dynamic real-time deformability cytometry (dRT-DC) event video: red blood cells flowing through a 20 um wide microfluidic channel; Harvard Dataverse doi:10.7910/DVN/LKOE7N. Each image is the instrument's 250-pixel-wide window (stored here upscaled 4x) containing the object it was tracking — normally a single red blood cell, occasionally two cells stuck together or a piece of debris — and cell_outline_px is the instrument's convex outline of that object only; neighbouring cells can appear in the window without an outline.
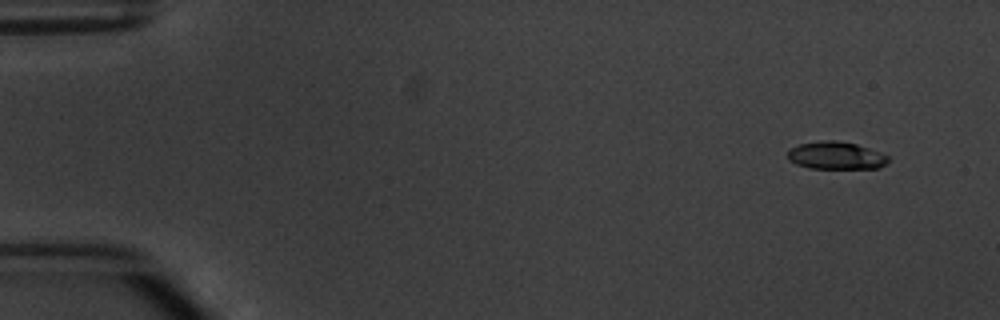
{"species": "common noctule bat (a hibernating species)", "species_latin": "Nyctalus noctula", "temperature_condition": "warm", "stored_images_in_passage": 4, "camera_frame_rate_fps": 3000, "um_per_image_px": 0.085, "animal": {"sex": "male", "body_mass_g": 20.1, "forearm_length_mm": 53.5}, "frame": {"image": 1, "passage_image": 1, "time_ms": 0.0, "image_size_px": [1000, 320], "cell_outline_px": [[888, 160], [880, 168], [808, 168], [796, 164], [788, 160], [788, 152], [792, 148], [800, 144], [820, 140], [836, 140], [856, 144], [868, 148], [888, 156]], "centroid_in_image_um": [71.03, 13.22], "position_along_channel_um": 14.0, "area_um2": 16.01}}
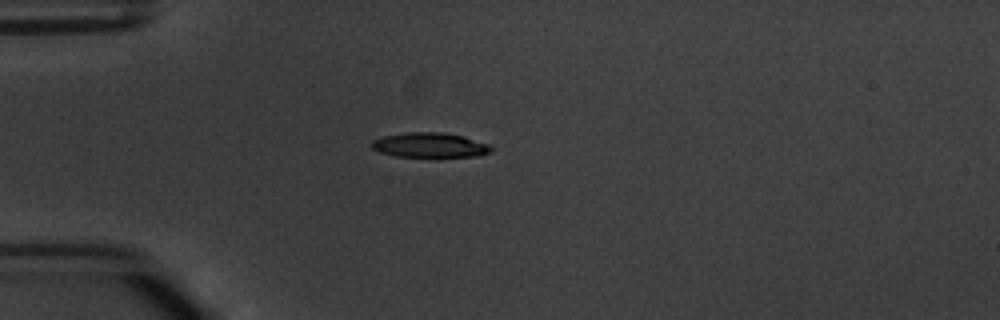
{"frame": {"image": 2, "passage_image": 4, "time_ms": 3.667, "image_size_px": [1000, 320], "cell_outline_px": [[492, 152], [480, 156], [396, 156], [380, 152], [372, 148], [372, 140], [384, 136], [408, 132], [440, 132], [464, 136], [488, 144], [492, 148]], "centroid_in_image_um": [36.56, 12.33], "position_along_channel_um": 48.4, "area_um2": 17.05}}